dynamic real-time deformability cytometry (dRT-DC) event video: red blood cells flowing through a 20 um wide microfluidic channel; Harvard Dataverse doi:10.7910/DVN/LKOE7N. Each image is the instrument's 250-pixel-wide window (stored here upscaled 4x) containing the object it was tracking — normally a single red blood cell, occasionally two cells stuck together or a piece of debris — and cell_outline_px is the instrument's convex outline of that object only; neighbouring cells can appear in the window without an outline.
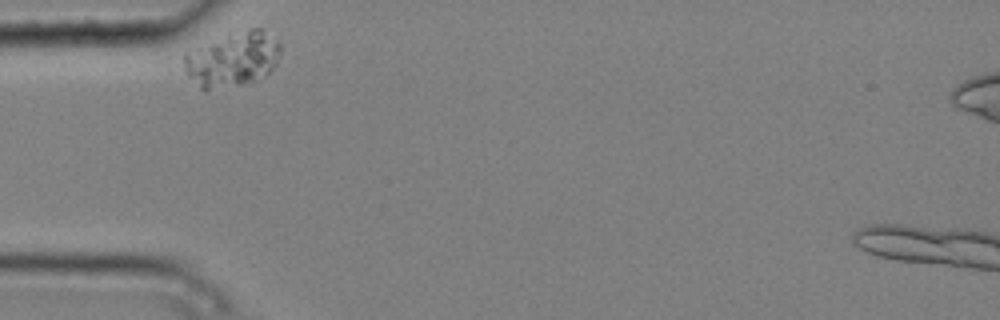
{"species": "common noctule bat (a hibernating species)", "species_latin": "Nyctalus noctula", "temperature_condition": "cold", "stored_images_in_passage": 2, "camera_frame_rate_fps": 3000, "um_per_image_px": 0.085, "animal": {"sex": "male", "body_mass_g": 20.4}, "frame": {"image": 1, "passage_image": 1, "time_ms": 0.0, "image_size_px": [1000, 320], "cell_outline_px": [[280, 52], [276, 64], [268, 72], [252, 80], [240, 84], [204, 92], [200, 88], [184, 68], [184, 52], [228, 32], [252, 28], [260, 28], [280, 44]], "centroid_in_image_um": [19.71, 5.01], "position_along_channel_um": 65.3, "area_um2": 30.63}}